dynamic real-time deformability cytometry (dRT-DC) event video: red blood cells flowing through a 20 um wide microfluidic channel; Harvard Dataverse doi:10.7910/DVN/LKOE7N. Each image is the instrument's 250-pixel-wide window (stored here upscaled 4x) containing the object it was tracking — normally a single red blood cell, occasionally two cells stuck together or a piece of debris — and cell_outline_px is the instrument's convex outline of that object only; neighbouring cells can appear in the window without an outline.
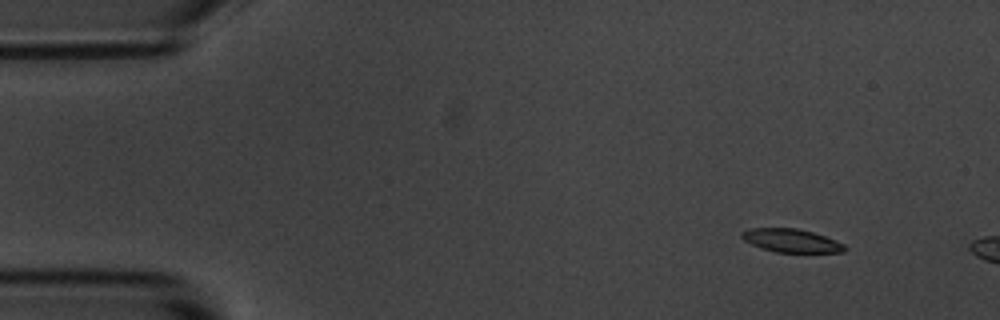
{"species": "common noctule bat (a hibernating species)", "species_latin": "Nyctalus noctula", "temperature_condition": "room temperature", "stored_images_in_passage": 3, "camera_frame_rate_fps": 3000, "um_per_image_px": 0.085, "animal": {"sex": "male", "body_mass_g": 20.1, "forearm_length_mm": 53.5}, "frame": {"image": 1, "passage_image": 1, "time_ms": 0.0, "image_size_px": [1000, 320], "cell_outline_px": [[848, 248], [844, 252], [776, 252], [760, 248], [744, 240], [740, 236], [740, 232], [748, 228], [796, 228], [812, 232], [836, 240], [844, 244]], "centroid_in_image_um": [67.24, 20.45], "position_along_channel_um": 17.8, "area_um2": 14.05}}